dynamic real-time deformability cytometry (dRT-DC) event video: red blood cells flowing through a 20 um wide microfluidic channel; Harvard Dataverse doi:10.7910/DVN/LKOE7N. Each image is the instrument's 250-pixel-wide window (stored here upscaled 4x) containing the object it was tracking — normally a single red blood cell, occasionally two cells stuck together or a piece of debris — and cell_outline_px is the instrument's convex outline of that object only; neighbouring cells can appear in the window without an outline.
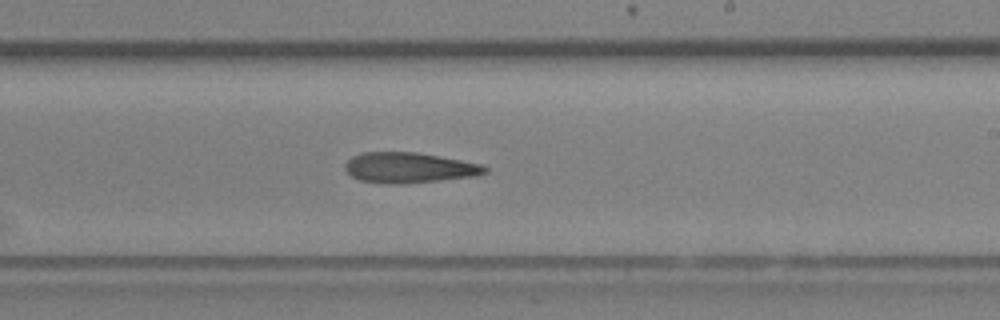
{"species": "Egyptian fruit bat (a non-hibernating species)", "species_latin": "Rousettus aegyptiacus", "temperature_condition": "room temperature", "stored_images_in_passage": 16, "camera_frame_rate_fps": 3000, "um_per_image_px": 0.085, "animal": {"sex": "female"}, "frame": {"image": 1, "passage_image": 12, "time_ms": 3.667, "image_size_px": [1000, 320], "cell_outline_px": [[488, 172], [476, 176], [440, 180], [400, 184], [384, 184], [360, 180], [352, 176], [344, 168], [344, 164], [352, 156], [364, 152], [416, 152], [440, 156], [480, 164], [488, 168]], "centroid_in_image_um": [34.76, 14.26], "position_along_channel_um": 254.2, "area_um2": 24.8}}
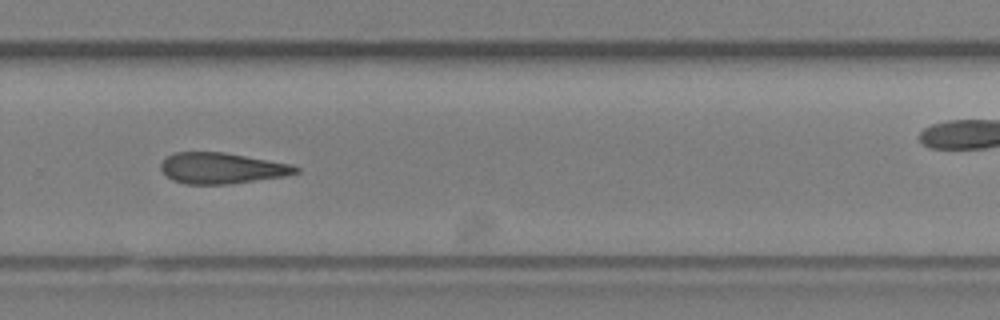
{"frame": {"image": 2, "passage_image": 14, "time_ms": 4.333, "image_size_px": [1000, 320], "cell_outline_px": [[300, 172], [284, 176], [228, 184], [184, 184], [172, 180], [160, 168], [160, 164], [168, 156], [176, 152], [224, 152], [292, 164], [300, 168]], "centroid_in_image_um": [18.86, 14.29], "position_along_channel_um": 310.9, "area_um2": 24.22}}